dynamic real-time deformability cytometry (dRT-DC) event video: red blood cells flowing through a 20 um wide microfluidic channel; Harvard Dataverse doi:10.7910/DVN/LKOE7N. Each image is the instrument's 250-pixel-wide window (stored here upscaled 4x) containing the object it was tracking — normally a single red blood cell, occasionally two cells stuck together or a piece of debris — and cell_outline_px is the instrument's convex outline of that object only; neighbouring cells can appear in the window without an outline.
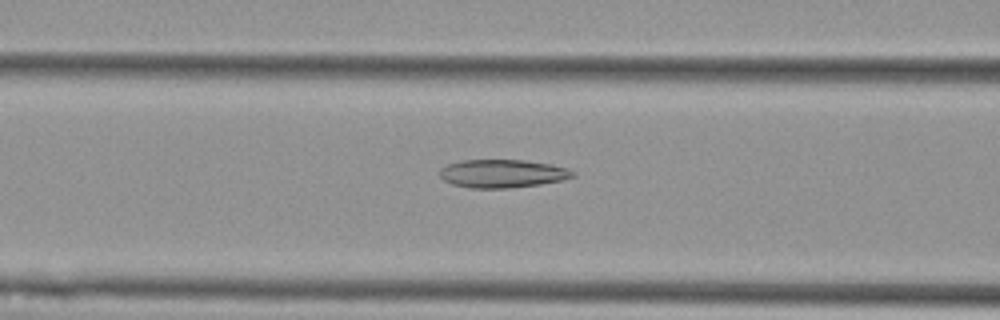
{"species": "Egyptian fruit bat (a non-hibernating species)", "species_latin": "Rousettus aegyptiacus", "temperature_condition": "cold", "stored_images_in_passage": 39, "camera_frame_rate_fps": 3000, "um_per_image_px": 0.085, "animal": {"sex": "female"}, "frame": {"image": 1, "passage_image": 5, "time_ms": 1.333, "image_size_px": [1000, 320], "cell_outline_px": [[576, 176], [560, 180], [540, 184], [508, 188], [468, 188], [452, 184], [444, 180], [440, 176], [440, 168], [448, 164], [460, 160], [524, 160], [552, 164], [568, 168], [576, 172]], "centroid_in_image_um": [42.71, 14.75], "position_along_channel_um": 123.9, "area_um2": 21.96}}
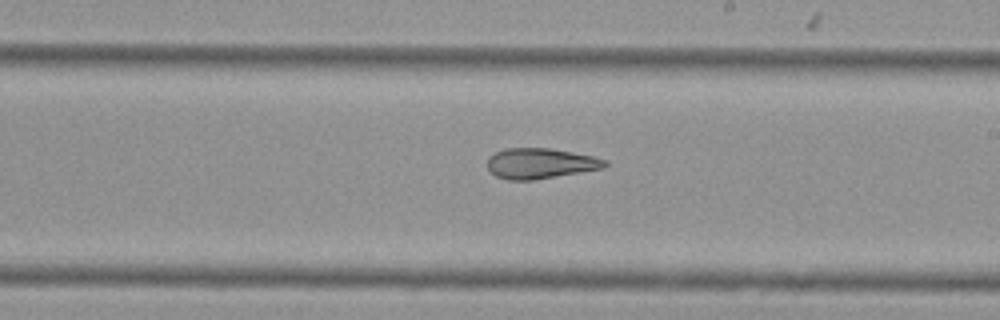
{"frame": {"image": 2, "passage_image": 15, "time_ms": 4.667, "image_size_px": [1000, 320], "cell_outline_px": [[608, 164], [604, 168], [532, 180], [508, 180], [496, 176], [488, 168], [488, 156], [504, 148], [552, 148], [592, 156], [608, 160]], "centroid_in_image_um": [45.93, 13.88], "position_along_channel_um": 243.1, "area_um2": 20.81}}
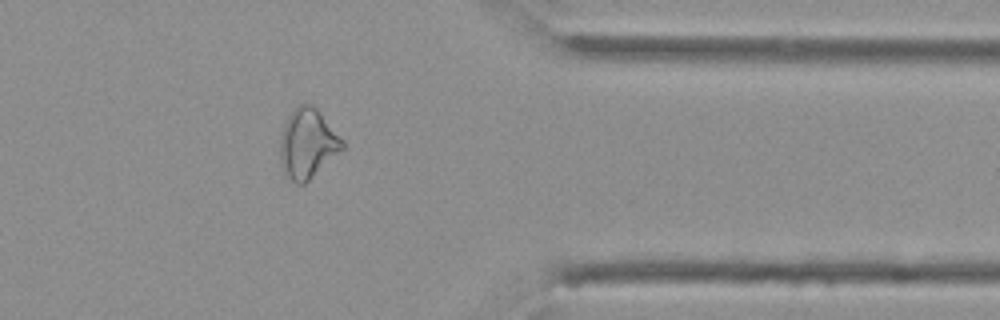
{"frame": {"image": 3, "passage_image": 28, "time_ms": 9.0, "image_size_px": [1000, 320], "cell_outline_px": [[344, 148], [304, 184], [296, 184], [284, 176], [280, 164], [280, 136], [284, 124], [288, 116], [300, 104], [312, 104], [320, 112], [344, 140]], "centroid_in_image_um": [26.12, 12.22], "position_along_channel_um": 385.3, "area_um2": 25.26}}